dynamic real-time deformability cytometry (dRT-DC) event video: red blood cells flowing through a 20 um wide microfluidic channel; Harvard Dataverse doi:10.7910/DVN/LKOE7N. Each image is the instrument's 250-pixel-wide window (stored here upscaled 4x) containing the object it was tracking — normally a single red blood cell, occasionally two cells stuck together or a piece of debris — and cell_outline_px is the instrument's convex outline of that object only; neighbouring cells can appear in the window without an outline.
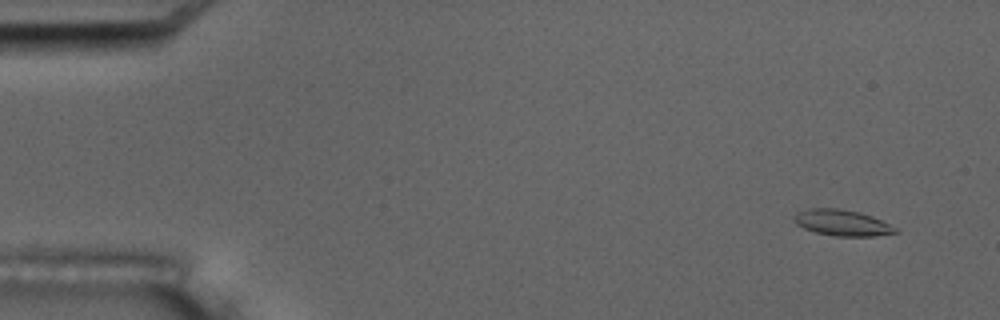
{"species": "common noctule bat (a hibernating species)", "species_latin": "Nyctalus noctula", "temperature_condition": "room temperature", "stored_images_in_passage": 55, "camera_frame_rate_fps": 3000, "um_per_image_px": 0.085, "animal": {"sex": "male", "body_mass_g": 17.5, "forearm_length_mm": 52.3}, "frame": {"image": 1, "passage_image": 4, "time_ms": 1.0, "image_size_px": [1000, 320], "cell_outline_px": [[900, 232], [872, 236], [832, 236], [816, 232], [804, 228], [796, 224], [792, 220], [792, 216], [796, 212], [808, 208], [840, 208], [860, 212], [872, 216], [896, 228]], "centroid_in_image_um": [71.52, 18.92], "position_along_channel_um": 13.5, "area_um2": 15.49}}
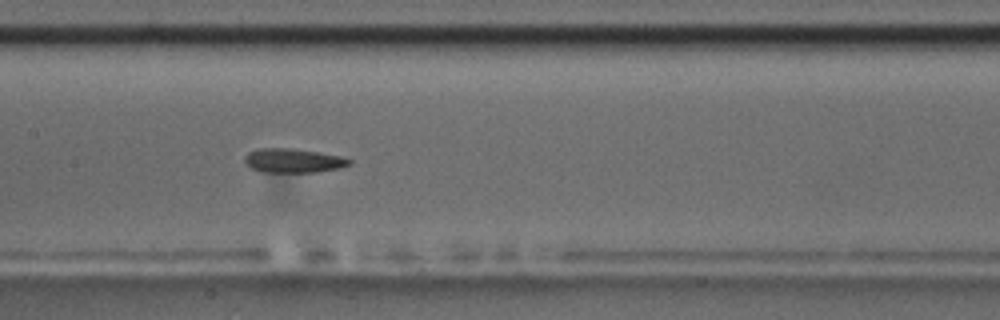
{"frame": {"image": 2, "passage_image": 27, "time_ms": 8.667, "image_size_px": [1000, 320], "cell_outline_px": [[352, 164], [340, 168], [316, 172], [264, 172], [252, 168], [244, 160], [244, 156], [248, 152], [256, 148], [292, 148], [340, 156], [352, 160]], "centroid_in_image_um": [24.93, 13.65], "position_along_channel_um": 182.5, "area_um2": 14.68}}
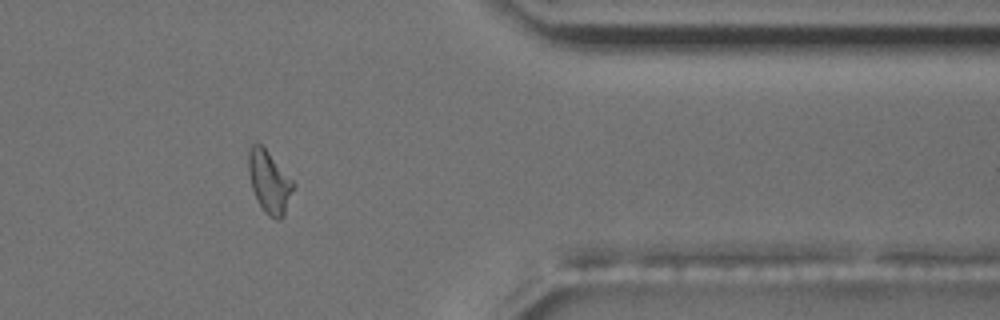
{"frame": {"image": 3, "passage_image": 45, "time_ms": 14.667, "image_size_px": [1000, 320], "cell_outline_px": [[296, 184], [284, 216], [280, 220], [276, 220], [268, 216], [264, 212], [252, 188], [248, 172], [248, 152], [252, 144], [260, 144], [268, 152]], "centroid_in_image_um": [22.91, 15.5], "position_along_channel_um": 388.5, "area_um2": 16.18}, "authors_computed_cell_mechanics": {"area_um2": 15.2592, "velocity_mm_per_s": 3.7354, "shape_relaxation_time_tau1_ms": 8.4697, "shape_relaxation_time_tau2_ms": 2.7056, "deformation_change_tau1": 0.1981, "deformation_change_tau2": 0.0932}}